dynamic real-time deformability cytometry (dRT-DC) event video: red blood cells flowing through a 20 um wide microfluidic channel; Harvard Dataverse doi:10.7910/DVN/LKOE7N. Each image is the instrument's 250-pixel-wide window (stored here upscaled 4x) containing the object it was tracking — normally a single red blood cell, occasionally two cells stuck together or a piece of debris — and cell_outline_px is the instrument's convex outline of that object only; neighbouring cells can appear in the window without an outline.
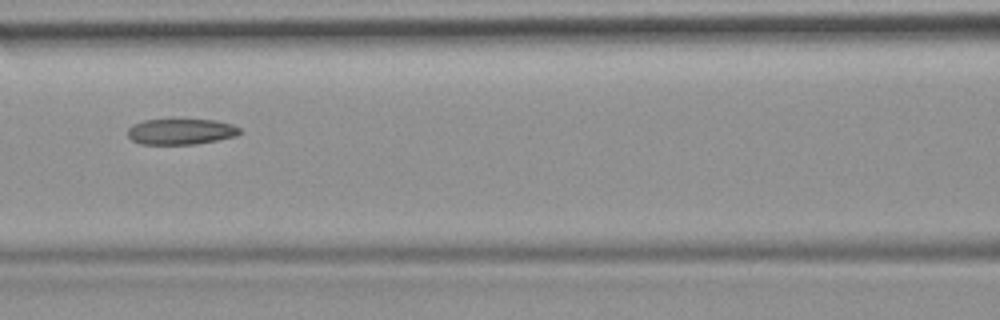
{"species": "common noctule bat (a hibernating species)", "species_latin": "Nyctalus noctula", "temperature_condition": "room temperature", "stored_images_in_passage": 9, "camera_frame_rate_fps": 3000, "um_per_image_px": 0.085, "animal": {"sex": "female", "body_mass_g": 19.9}, "frame": {"image": 1, "passage_image": 9, "time_ms": 9.667, "image_size_px": [1000, 320], "cell_outline_px": [[240, 132], [236, 136], [196, 144], [140, 144], [132, 140], [128, 136], [128, 128], [132, 124], [144, 120], [172, 116], [216, 120], [232, 124], [240, 128]], "centroid_in_image_um": [15.34, 11.12], "position_along_channel_um": 151.3, "area_um2": 17.8}}